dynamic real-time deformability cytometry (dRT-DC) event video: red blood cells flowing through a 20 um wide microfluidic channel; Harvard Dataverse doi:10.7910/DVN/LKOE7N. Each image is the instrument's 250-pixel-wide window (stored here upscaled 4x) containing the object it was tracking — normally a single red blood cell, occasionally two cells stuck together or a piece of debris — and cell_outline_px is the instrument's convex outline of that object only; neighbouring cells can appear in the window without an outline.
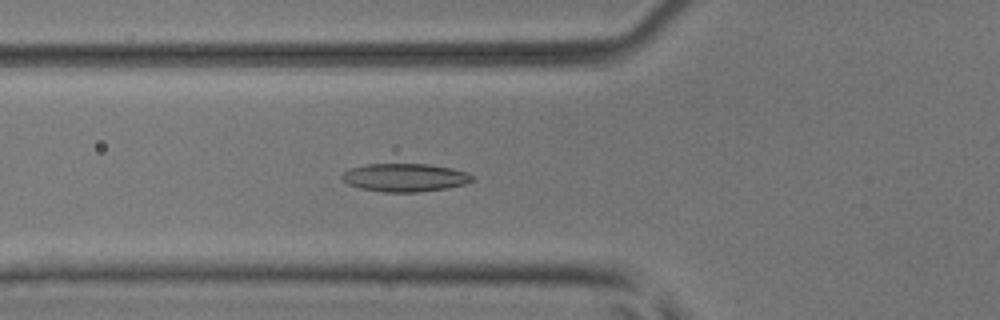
{"species": "common noctule bat (a hibernating species)", "species_latin": "Nyctalus noctula", "temperature_condition": "room temperature", "stored_images_in_passage": 50, "camera_frame_rate_fps": 3000, "um_per_image_px": 0.085, "animal": {"sex": "male", "body_mass_g": 17.9, "forearm_length_mm": 54.2}, "frame": {"image": 1, "passage_image": 19, "time_ms": 6.0, "image_size_px": [1000, 320], "cell_outline_px": [[476, 180], [464, 184], [448, 188], [420, 192], [384, 192], [360, 188], [348, 184], [340, 176], [348, 168], [364, 164], [428, 164], [452, 168], [468, 172]], "centroid_in_image_um": [34.42, 15.09], "position_along_channel_um": 91.4, "area_um2": 21.56}}
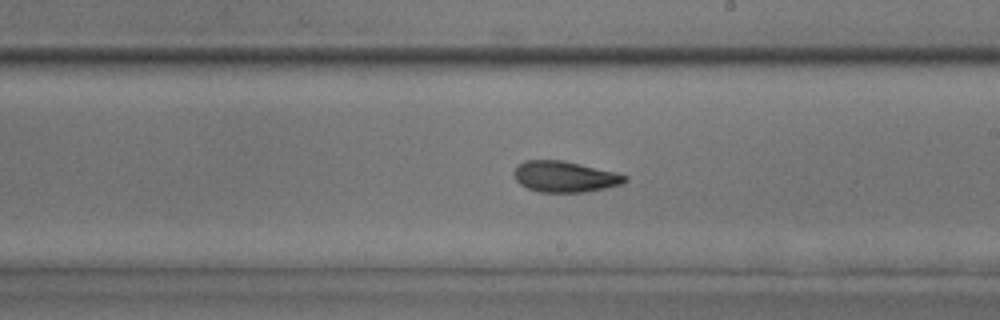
{"frame": {"image": 2, "passage_image": 30, "time_ms": 9.667, "image_size_px": [1000, 320], "cell_outline_px": [[628, 180], [620, 184], [604, 188], [584, 192], [540, 192], [528, 188], [520, 184], [516, 180], [512, 172], [524, 160], [564, 160], [628, 176]], "centroid_in_image_um": [47.96, 15.01], "position_along_channel_um": 241.0, "area_um2": 19.77}}
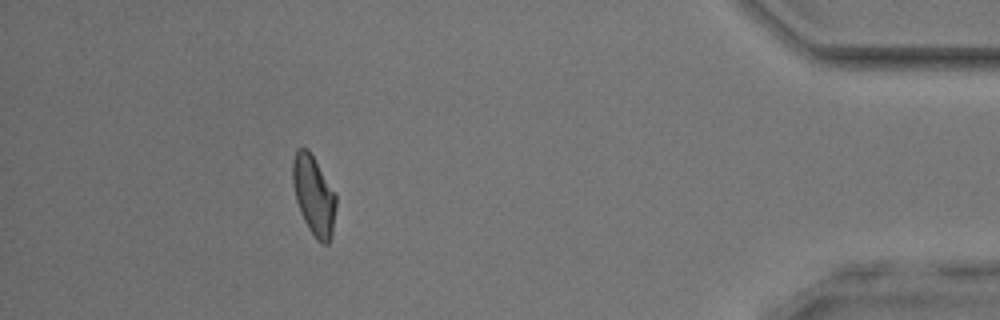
{"frame": {"image": 3, "passage_image": 46, "time_ms": 15.0, "image_size_px": [1000, 320], "cell_outline_px": [[336, 204], [332, 236], [328, 244], [324, 244], [316, 240], [308, 228], [300, 212], [296, 200], [292, 180], [292, 160], [296, 148], [308, 148], [336, 192]], "centroid_in_image_um": [26.67, 16.59], "position_along_channel_um": 408.5, "area_um2": 20.35}, "authors_computed_cell_mechanics": {"area_um2": 20.3167, "velocity_mm_per_s": 4.089, "shape_relaxation_time_tau1_ms": 5.0918, "shape_relaxation_time_tau2_ms": 3.1727, "deformation_change_tau1": 0.1374, "deformation_change_tau2": 0.1033}}